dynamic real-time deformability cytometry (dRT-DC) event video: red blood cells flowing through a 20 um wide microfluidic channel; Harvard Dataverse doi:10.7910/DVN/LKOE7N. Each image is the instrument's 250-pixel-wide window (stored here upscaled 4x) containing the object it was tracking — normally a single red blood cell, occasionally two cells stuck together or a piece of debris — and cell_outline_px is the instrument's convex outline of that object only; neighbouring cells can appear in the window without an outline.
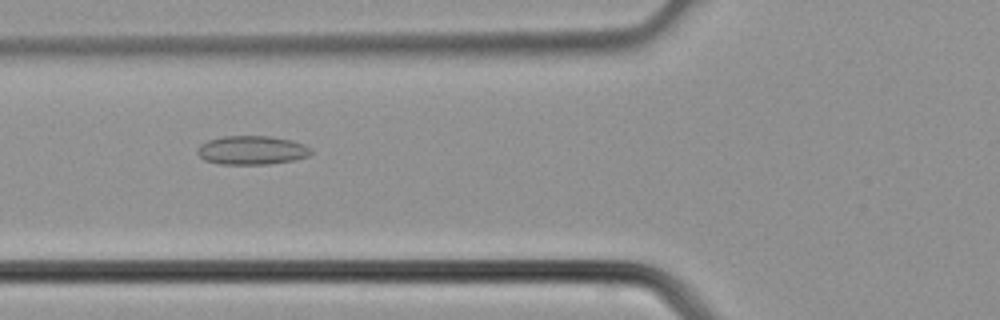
{"species": "common noctule bat (a hibernating species)", "species_latin": "Nyctalus noctula", "temperature_condition": "cold", "stored_images_in_passage": 29, "camera_frame_rate_fps": 3000, "um_per_image_px": 0.085, "animal": {"sex": "male", "body_mass_g": 21.5, "forearm_length_mm": 52.0}, "frame": {"image": 1, "passage_image": 5, "time_ms": 1.333, "image_size_px": [1000, 320], "cell_outline_px": [[312, 152], [308, 156], [296, 160], [268, 164], [220, 164], [204, 160], [196, 152], [196, 148], [200, 144], [208, 140], [220, 136], [272, 136], [292, 140], [304, 144], [312, 148]], "centroid_in_image_um": [21.41, 12.76], "position_along_channel_um": 104.4, "area_um2": 19.36}}
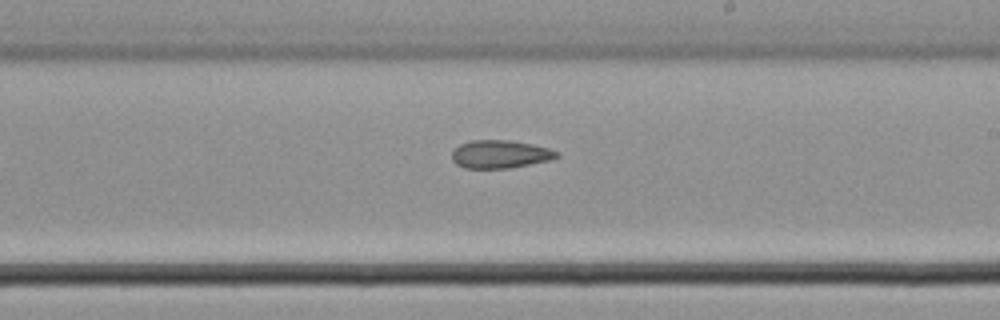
{"frame": {"image": 2, "passage_image": 13, "time_ms": 4.0, "image_size_px": [1000, 320], "cell_outline_px": [[560, 156], [552, 160], [512, 168], [464, 168], [456, 164], [452, 160], [452, 152], [460, 144], [472, 140], [508, 140], [532, 144], [548, 148], [560, 152]], "centroid_in_image_um": [42.55, 13.11], "position_along_channel_um": 246.5, "area_um2": 17.28}}
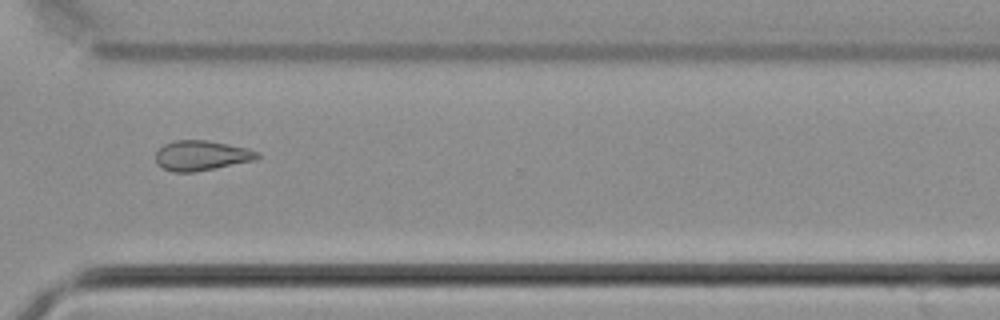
{"frame": {"image": 3, "passage_image": 19, "time_ms": 6.0, "image_size_px": [1000, 320], "cell_outline_px": [[260, 156], [256, 160], [192, 172], [172, 172], [156, 164], [156, 152], [164, 144], [176, 140], [208, 140], [248, 148], [260, 152]], "centroid_in_image_um": [17.13, 13.21], "position_along_channel_um": 353.5, "area_um2": 17.74}}